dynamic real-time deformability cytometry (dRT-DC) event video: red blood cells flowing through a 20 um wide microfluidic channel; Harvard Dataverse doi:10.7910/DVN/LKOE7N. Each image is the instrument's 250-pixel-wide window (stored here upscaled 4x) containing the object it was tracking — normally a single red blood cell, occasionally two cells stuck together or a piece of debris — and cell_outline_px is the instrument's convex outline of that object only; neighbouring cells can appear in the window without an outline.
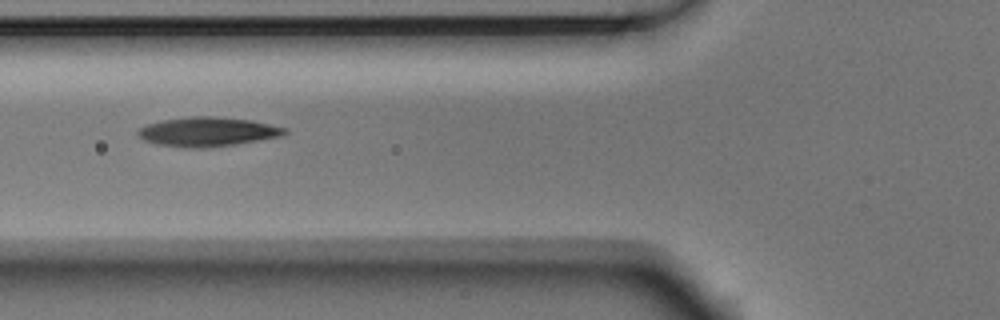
{"species": "Egyptian fruit bat (a non-hibernating species)", "species_latin": "Rousettus aegyptiacus", "temperature_condition": "room temperature", "stored_images_in_passage": 7, "camera_frame_rate_fps": 3000, "um_per_image_px": 0.085, "animal": {"sex": "male"}, "frame": {"image": 1, "passage_image": 5, "time_ms": 1.333, "image_size_px": [1000, 320], "cell_outline_px": [[288, 132], [280, 136], [236, 144], [208, 148], [184, 148], [156, 144], [144, 140], [136, 132], [140, 128], [148, 124], [164, 120], [192, 116], [216, 116], [252, 120], [288, 128]], "centroid_in_image_um": [17.66, 11.2], "position_along_channel_um": 108.1, "area_um2": 25.09}}
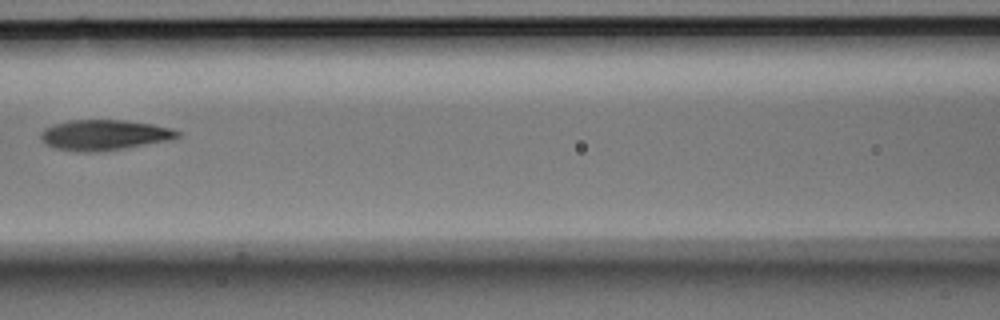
{"frame": {"image": 2, "passage_image": 6, "time_ms": 1.667, "image_size_px": [1000, 320], "cell_outline_px": [[180, 136], [168, 140], [96, 152], [76, 152], [56, 148], [48, 144], [40, 136], [44, 128], [52, 124], [68, 120], [124, 120], [152, 124], [172, 128], [180, 132]], "centroid_in_image_um": [8.84, 11.46], "position_along_channel_um": 157.8, "area_um2": 23.93}}
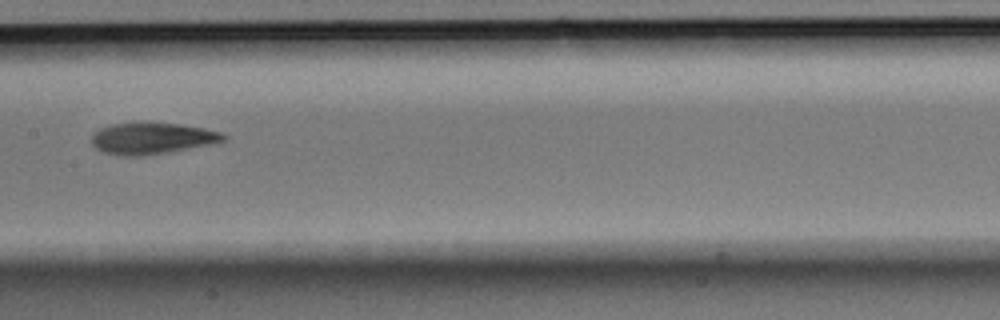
{"frame": {"image": 3, "passage_image": 7, "time_ms": 2.0, "image_size_px": [1000, 320], "cell_outline_px": [[228, 136], [224, 140], [208, 144], [168, 152], [144, 156], [120, 156], [100, 152], [92, 144], [92, 136], [100, 128], [112, 124], [132, 120], [148, 120], [180, 124], [204, 128], [224, 132]], "centroid_in_image_um": [12.88, 11.72], "position_along_channel_um": 194.5, "area_um2": 24.97}}